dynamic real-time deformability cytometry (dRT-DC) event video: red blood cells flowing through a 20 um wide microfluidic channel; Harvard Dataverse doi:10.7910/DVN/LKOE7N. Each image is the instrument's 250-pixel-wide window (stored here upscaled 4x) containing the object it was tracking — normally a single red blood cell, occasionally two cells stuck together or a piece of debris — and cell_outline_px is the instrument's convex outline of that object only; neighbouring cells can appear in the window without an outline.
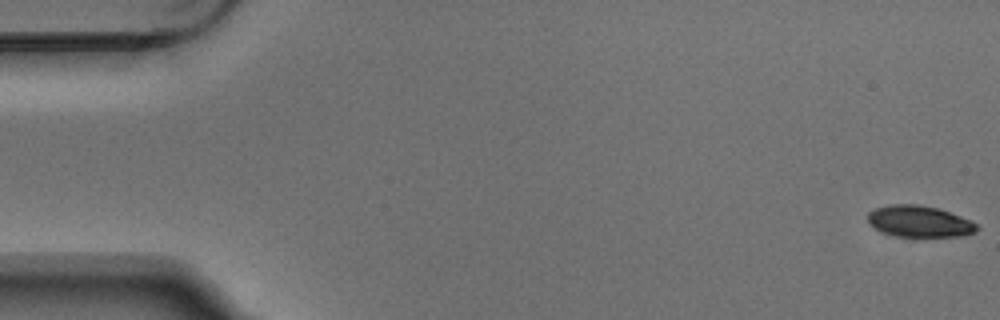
{"species": "Egyptian fruit bat (a non-hibernating species)", "species_latin": "Rousettus aegyptiacus", "temperature_condition": "warm", "stored_images_in_passage": 5, "camera_frame_rate_fps": 3000, "um_per_image_px": 0.085, "animal": {"sex": "male"}, "frame": {"image": 1, "passage_image": 1, "time_ms": 0.0, "image_size_px": [1000, 320], "cell_outline_px": [[980, 228], [976, 232], [960, 236], [892, 236], [868, 224], [868, 212], [876, 208], [888, 204], [920, 204], [940, 208], [972, 220]], "centroid_in_image_um": [78.17, 18.8], "position_along_channel_um": 6.8, "area_um2": 20.17}}
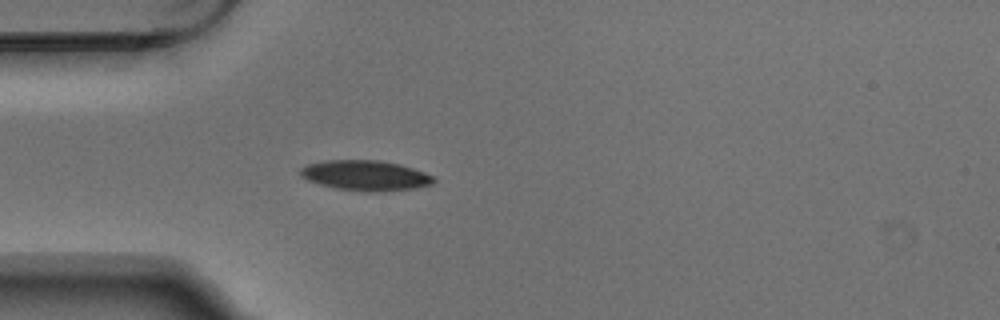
{"frame": {"image": 2, "passage_image": 5, "time_ms": 1.333, "image_size_px": [1000, 320], "cell_outline_px": [[436, 180], [432, 184], [416, 188], [380, 192], [364, 192], [336, 188], [320, 184], [308, 180], [300, 176], [300, 168], [308, 164], [324, 160], [380, 160], [400, 164], [424, 172], [432, 176]], "centroid_in_image_um": [31.06, 14.92], "position_along_channel_um": 53.9, "area_um2": 23.58}}